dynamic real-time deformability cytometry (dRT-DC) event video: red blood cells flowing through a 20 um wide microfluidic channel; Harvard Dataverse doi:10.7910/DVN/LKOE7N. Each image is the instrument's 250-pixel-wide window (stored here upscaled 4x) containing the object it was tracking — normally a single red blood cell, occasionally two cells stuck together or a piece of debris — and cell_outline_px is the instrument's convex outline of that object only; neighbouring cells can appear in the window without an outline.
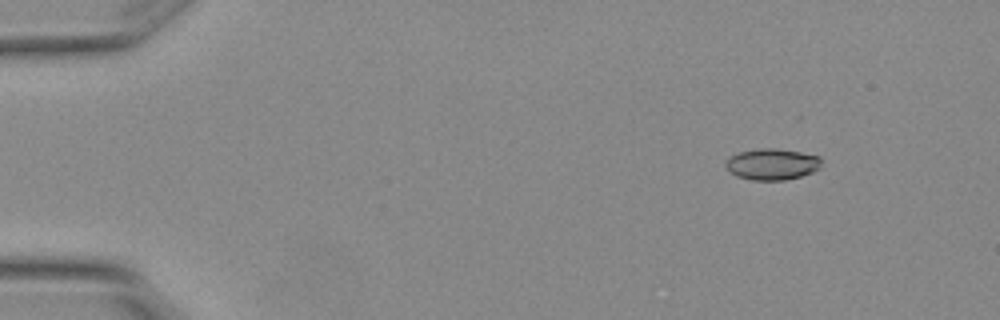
{"species": "Egyptian fruit bat (a non-hibernating species)", "species_latin": "Rousettus aegyptiacus", "temperature_condition": "warm", "stored_images_in_passage": 3, "camera_frame_rate_fps": 3000, "um_per_image_px": 0.085, "animal": {"sex": "female"}, "frame": {"image": 1, "passage_image": 1, "time_ms": 0.0, "image_size_px": [1000, 320], "cell_outline_px": [[820, 168], [812, 172], [800, 176], [784, 180], [752, 180], [736, 176], [728, 172], [724, 164], [728, 156], [740, 152], [756, 148], [776, 148], [800, 152], [820, 156]], "centroid_in_image_um": [65.57, 13.95], "position_along_channel_um": 19.4, "area_um2": 17.63}}
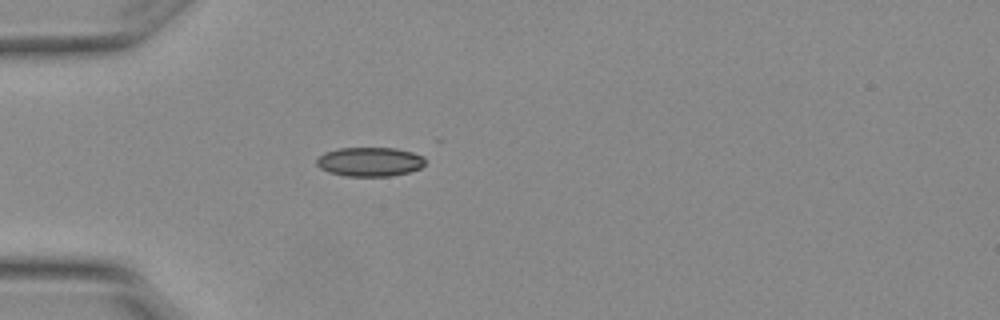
{"frame": {"image": 2, "passage_image": 3, "time_ms": 0.667, "image_size_px": [1000, 320], "cell_outline_px": [[424, 164], [420, 168], [408, 172], [388, 176], [344, 176], [328, 172], [320, 168], [316, 164], [316, 160], [324, 152], [340, 148], [396, 148], [412, 152], [424, 156]], "centroid_in_image_um": [31.41, 13.75], "position_along_channel_um": 53.6, "area_um2": 18.44}}